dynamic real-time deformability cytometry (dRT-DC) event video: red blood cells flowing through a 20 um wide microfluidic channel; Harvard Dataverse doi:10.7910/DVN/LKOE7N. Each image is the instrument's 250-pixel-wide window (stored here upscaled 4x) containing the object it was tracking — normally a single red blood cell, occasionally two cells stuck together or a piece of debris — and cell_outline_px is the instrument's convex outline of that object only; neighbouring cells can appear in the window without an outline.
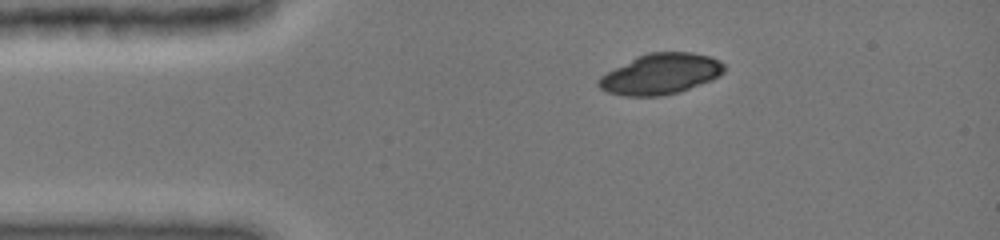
{"species": "common noctule bat (a hibernating species)", "species_latin": "Nyctalus noctula", "temperature_condition": "cold", "stored_images_in_passage": 6, "camera_frame_rate_fps": 3000, "um_per_image_px": 0.085, "animal": {"sex": "female", "body_mass_g": 19.0, "forearm_length_mm": 51.5}, "frame": {"image": 1, "passage_image": 1, "time_ms": 0.0, "image_size_px": [1000, 240], "cell_outline_px": [[724, 72], [712, 80], [676, 92], [660, 96], [624, 96], [608, 92], [600, 88], [596, 84], [596, 80], [600, 76], [636, 56], [648, 52], [692, 52], [708, 56], [720, 60], [724, 64]], "centroid_in_image_um": [56.13, 6.28], "position_along_channel_um": 28.9, "area_um2": 29.65}}
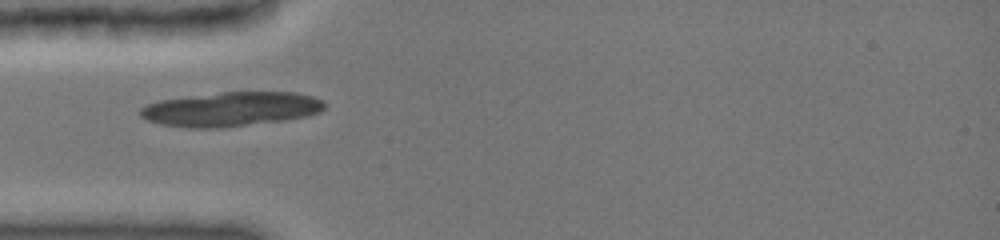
{"frame": {"image": 2, "passage_image": 5, "time_ms": 2.0, "image_size_px": [1000, 240], "cell_outline_px": [[324, 108], [320, 112], [304, 116], [284, 120], [220, 128], [188, 128], [160, 124], [148, 120], [140, 116], [136, 112], [140, 108], [148, 104], [160, 100], [220, 92], [296, 92], [312, 96], [324, 100]], "centroid_in_image_um": [19.6, 9.27], "position_along_channel_um": 65.4, "area_um2": 36.88}}